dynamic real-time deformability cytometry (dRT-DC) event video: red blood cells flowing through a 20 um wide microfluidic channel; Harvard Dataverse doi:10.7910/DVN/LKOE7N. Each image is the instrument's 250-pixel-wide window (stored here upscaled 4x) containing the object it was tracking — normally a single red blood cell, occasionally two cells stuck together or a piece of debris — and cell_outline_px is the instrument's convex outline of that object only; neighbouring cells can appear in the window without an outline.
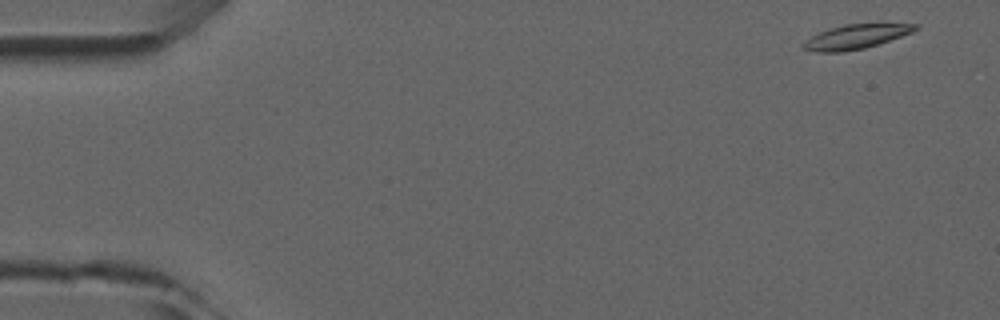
{"species": "common noctule bat (a hibernating species)", "species_latin": "Nyctalus noctula", "temperature_condition": "room temperature", "stored_images_in_passage": 5, "camera_frame_rate_fps": 3000, "um_per_image_px": 0.085, "animal": {"sex": "male", "forearm_length_mm": 52.5}, "frame": {"image": 1, "passage_image": 1, "time_ms": 0.0, "image_size_px": [1000, 320], "cell_outline_px": [[920, 28], [912, 32], [864, 48], [840, 52], [816, 52], [804, 48], [804, 44], [812, 36], [820, 32], [844, 24], [920, 24]], "centroid_in_image_um": [72.79, 3.11], "position_along_channel_um": 12.2, "area_um2": 15.32}}
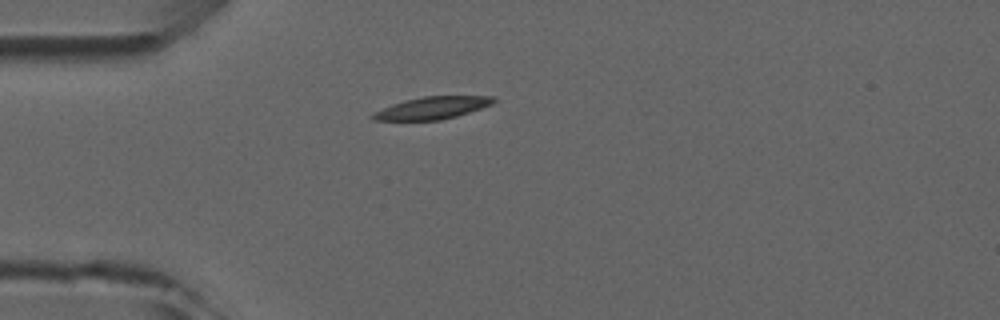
{"frame": {"image": 2, "passage_image": 4, "time_ms": 3.667, "image_size_px": [1000, 320], "cell_outline_px": [[496, 100], [492, 104], [456, 116], [440, 120], [372, 120], [368, 116], [372, 112], [392, 104], [404, 100], [424, 96], [492, 96]], "centroid_in_image_um": [36.67, 9.17], "position_along_channel_um": 48.3, "area_um2": 15.66}}